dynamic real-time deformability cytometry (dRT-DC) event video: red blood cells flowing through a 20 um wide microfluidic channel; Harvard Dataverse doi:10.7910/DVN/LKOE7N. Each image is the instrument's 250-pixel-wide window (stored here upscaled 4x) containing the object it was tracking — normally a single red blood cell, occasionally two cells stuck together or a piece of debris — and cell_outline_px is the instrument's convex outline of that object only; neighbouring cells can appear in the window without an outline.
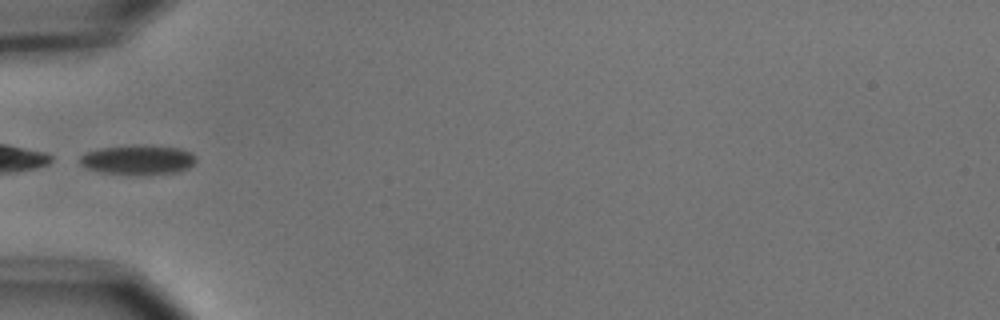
{"species": "common noctule bat (a hibernating species)", "species_latin": "Nyctalus noctula", "temperature_condition": "cold", "stored_images_in_passage": 6, "camera_frame_rate_fps": 3000, "um_per_image_px": 0.085, "animal": {"sex": "male", "body_mass_g": 15.6}, "frame": {"image": 1, "passage_image": 6, "time_ms": 6.0, "image_size_px": [1000, 320], "cell_outline_px": [[196, 160], [188, 168], [180, 172], [144, 176], [100, 172], [88, 168], [80, 164], [80, 156], [88, 152], [100, 148], [132, 144], [152, 144], [180, 148], [192, 152], [196, 156]], "centroid_in_image_um": [11.78, 13.58], "position_along_channel_um": 73.2, "area_um2": 20.75}}